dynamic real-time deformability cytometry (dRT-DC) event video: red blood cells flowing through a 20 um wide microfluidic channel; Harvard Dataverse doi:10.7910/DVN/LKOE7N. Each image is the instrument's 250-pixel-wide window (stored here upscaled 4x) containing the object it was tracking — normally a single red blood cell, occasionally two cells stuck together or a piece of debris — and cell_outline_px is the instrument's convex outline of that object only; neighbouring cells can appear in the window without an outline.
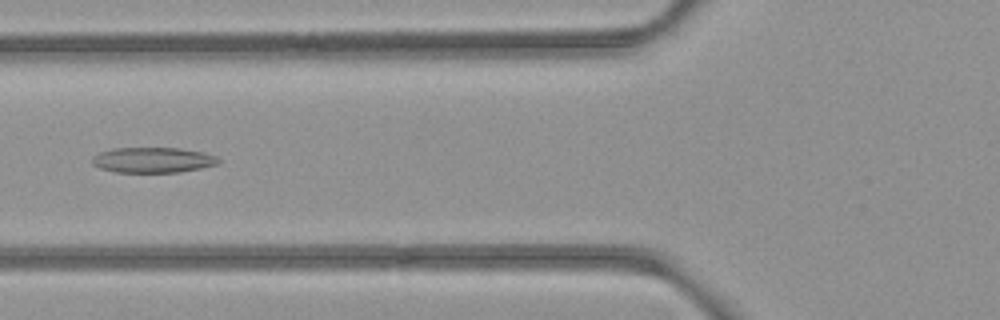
{"species": "common noctule bat (a hibernating species)", "species_latin": "Nyctalus noctula", "temperature_condition": "room temperature", "stored_images_in_passage": 47, "camera_frame_rate_fps": 3000, "um_per_image_px": 0.085, "animal": {"sex": "female", "body_mass_g": 21.9}, "frame": {"image": 1, "passage_image": 14, "time_ms": 4.333, "image_size_px": [1000, 320], "cell_outline_px": [[220, 160], [216, 164], [200, 168], [180, 172], [116, 172], [100, 168], [92, 164], [92, 156], [100, 152], [112, 148], [180, 148], [204, 152], [216, 156]], "centroid_in_image_um": [12.97, 13.59], "position_along_channel_um": 112.8, "area_um2": 18.67}}
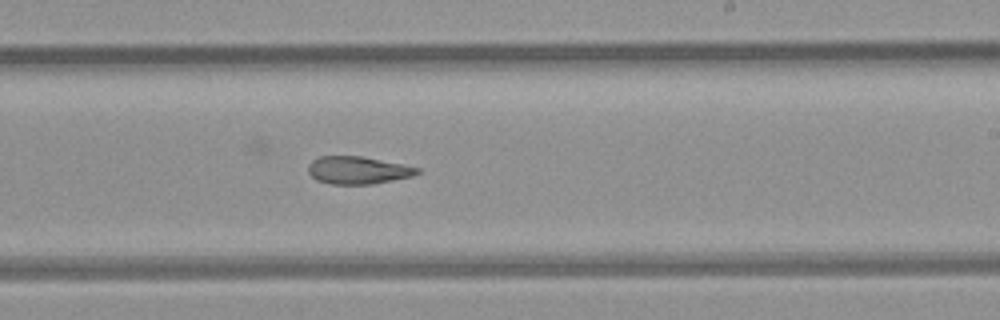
{"frame": {"image": 2, "passage_image": 25, "time_ms": 8.0, "image_size_px": [1000, 320], "cell_outline_px": [[420, 172], [412, 176], [372, 184], [332, 184], [316, 180], [308, 172], [308, 164], [312, 160], [320, 156], [360, 156], [420, 168]], "centroid_in_image_um": [30.38, 14.47], "position_along_channel_um": 258.6, "area_um2": 17.34}}
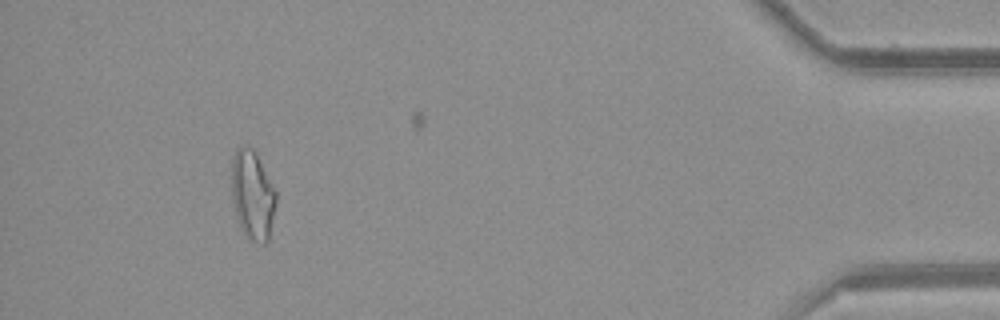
{"frame": {"image": 3, "passage_image": 42, "time_ms": 13.667, "image_size_px": [1000, 320], "cell_outline_px": [[276, 204], [268, 240], [264, 244], [260, 244], [248, 240], [240, 228], [232, 200], [232, 156], [240, 144], [244, 144], [252, 148], [256, 152], [276, 192]], "centroid_in_image_um": [21.45, 16.58], "position_along_channel_um": 413.7, "area_um2": 23.29}, "authors_computed_cell_mechanics": {"area_um2": 20.23, "velocity_mm_per_s": 3.981, "shape_relaxation_time_tau1_ms": null, "shape_relaxation_time_tau2_ms": 3.7597, "deformation_change_tau1": null, "deformation_change_tau2": 0.1242}}